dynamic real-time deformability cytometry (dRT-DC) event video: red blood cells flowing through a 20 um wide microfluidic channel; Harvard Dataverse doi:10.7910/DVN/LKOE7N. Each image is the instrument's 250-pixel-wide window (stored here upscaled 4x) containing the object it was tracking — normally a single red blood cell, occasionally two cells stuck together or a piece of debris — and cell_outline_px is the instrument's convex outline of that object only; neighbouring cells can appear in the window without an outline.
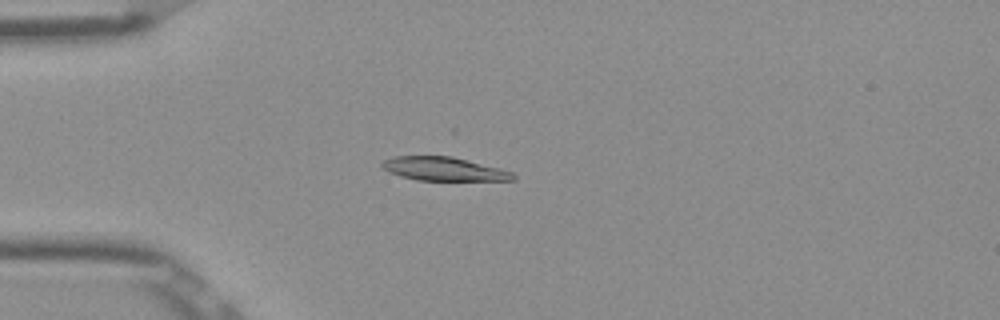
{"species": "Egyptian fruit bat (a non-hibernating species)", "species_latin": "Rousettus aegyptiacus", "temperature_condition": "room temperature", "stored_images_in_passage": 53, "camera_frame_rate_fps": 3000, "um_per_image_px": 0.085, "frame": {"image": 1, "passage_image": 15, "time_ms": 4.667, "image_size_px": [1000, 320], "cell_outline_px": [[516, 180], [416, 180], [400, 176], [388, 172], [380, 168], [380, 164], [384, 160], [392, 156], [452, 156], [500, 168], [512, 172], [516, 176]], "centroid_in_image_um": [37.68, 14.35], "position_along_channel_um": 47.3, "area_um2": 18.15}}
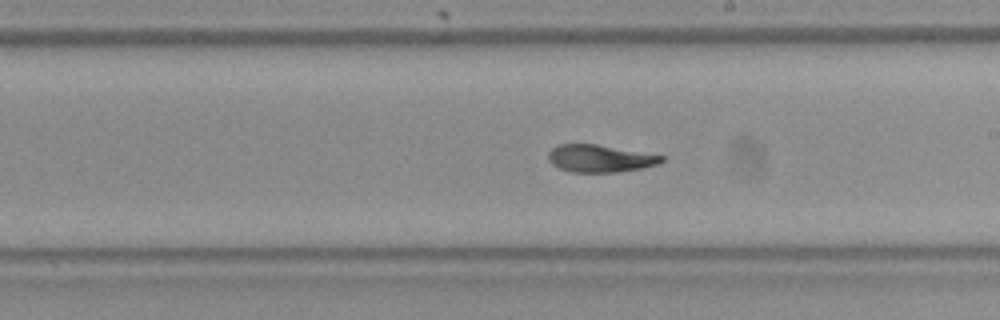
{"frame": {"image": 2, "passage_image": 31, "time_ms": 10.0, "image_size_px": [1000, 320], "cell_outline_px": [[664, 160], [660, 164], [644, 168], [616, 172], [572, 172], [560, 168], [552, 164], [548, 160], [548, 152], [556, 144], [596, 144], [664, 156]], "centroid_in_image_um": [50.99, 13.47], "position_along_channel_um": 238.0, "area_um2": 18.09}}
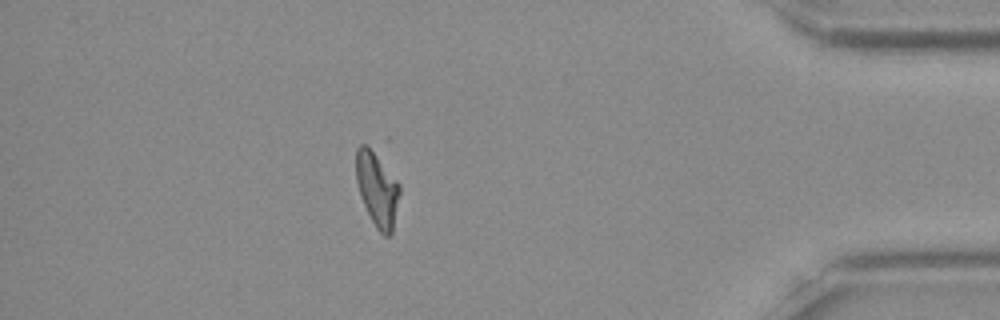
{"frame": {"image": 3, "passage_image": 47, "time_ms": 15.333, "image_size_px": [1000, 320], "cell_outline_px": [[400, 192], [392, 232], [388, 236], [384, 236], [376, 228], [360, 196], [356, 180], [356, 148], [360, 144], [364, 144], [372, 148], [400, 184]], "centroid_in_image_um": [32.05, 16.05], "position_along_channel_um": 403.1, "area_um2": 18.79}, "authors_computed_cell_mechanics": {"area_um2": 18.9584, "velocity_mm_per_s": 3.8931, "shape_relaxation_time_tau1_ms": null, "shape_relaxation_time_tau2_ms": 3.9322, "deformation_change_tau1": null, "deformation_change_tau2": 0.0927}}